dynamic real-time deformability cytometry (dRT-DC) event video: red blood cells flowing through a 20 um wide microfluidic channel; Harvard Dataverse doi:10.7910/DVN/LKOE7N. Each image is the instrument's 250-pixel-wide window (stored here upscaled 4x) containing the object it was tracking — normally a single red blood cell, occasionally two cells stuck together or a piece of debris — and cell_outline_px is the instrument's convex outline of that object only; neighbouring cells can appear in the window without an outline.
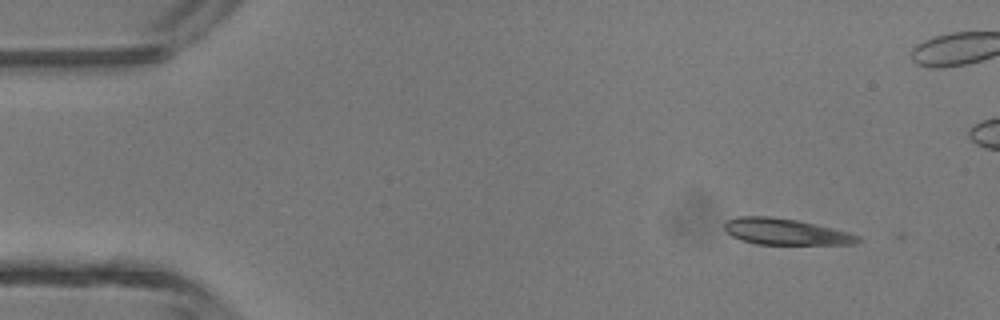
{"species": "common noctule bat (a hibernating species)", "species_latin": "Nyctalus noctula", "temperature_condition": "room temperature", "stored_images_in_passage": 2, "camera_frame_rate_fps": 3000, "um_per_image_px": 0.085, "animal": {"sex": "male", "body_mass_g": 13.3}, "frame": {"image": 1, "passage_image": 1, "time_ms": 0.0, "image_size_px": [1000, 320], "cell_outline_px": [[860, 240], [856, 244], [756, 244], [740, 240], [732, 236], [724, 228], [724, 220], [736, 216], [772, 216], [800, 220], [848, 232], [860, 236]], "centroid_in_image_um": [66.73, 19.68], "position_along_channel_um": 18.3, "area_um2": 20.58}}